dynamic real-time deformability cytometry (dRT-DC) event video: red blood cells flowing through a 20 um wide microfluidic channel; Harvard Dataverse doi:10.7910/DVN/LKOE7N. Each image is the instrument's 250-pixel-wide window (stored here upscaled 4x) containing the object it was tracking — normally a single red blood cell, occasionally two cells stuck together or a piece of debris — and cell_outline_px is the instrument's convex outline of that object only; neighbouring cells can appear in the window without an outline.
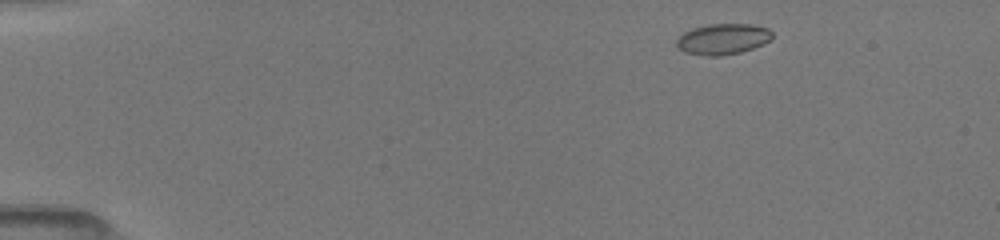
{"species": "common noctule bat (a hibernating species)", "species_latin": "Nyctalus noctula", "temperature_condition": "room temperature", "stored_images_in_passage": 47, "camera_frame_rate_fps": 3000, "um_per_image_px": 0.085, "animal": {"sex": "female", "body_mass_g": 19.5, "forearm_length_mm": 54.1}, "frame": {"image": 1, "passage_image": 3, "time_ms": 0.667, "image_size_px": [1000, 240], "cell_outline_px": [[772, 36], [764, 44], [740, 52], [720, 56], [708, 56], [684, 52], [676, 48], [676, 40], [684, 32], [692, 28], [708, 24], [752, 24], [768, 28], [772, 32]], "centroid_in_image_um": [61.41, 3.32], "position_along_channel_um": 23.6, "area_um2": 17.22}}
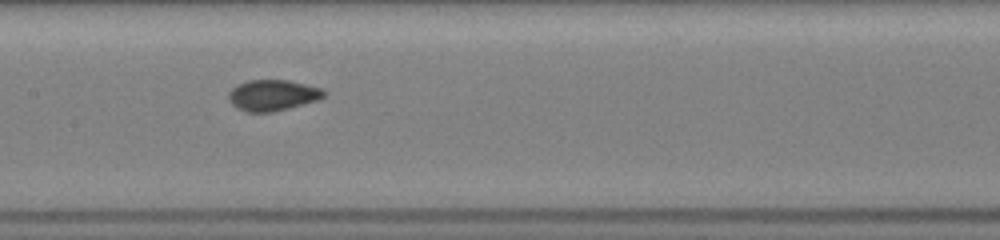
{"frame": {"image": 2, "passage_image": 22, "time_ms": 7.0, "image_size_px": [1000, 240], "cell_outline_px": [[328, 92], [324, 96], [316, 100], [304, 104], [272, 112], [248, 112], [236, 108], [228, 100], [228, 92], [236, 84], [248, 80], [288, 80], [324, 88]], "centroid_in_image_um": [23.17, 8.08], "position_along_channel_um": 184.2, "area_um2": 17.4}}
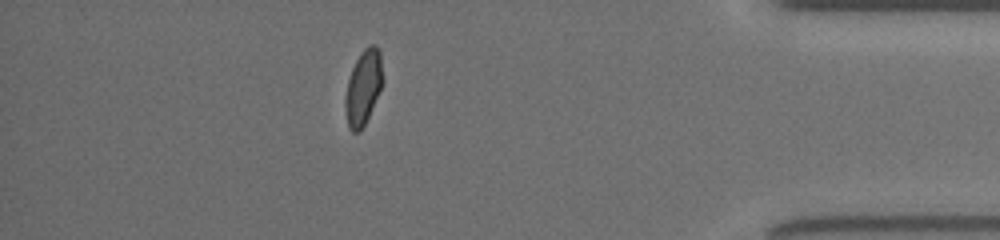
{"frame": {"image": 3, "passage_image": 41, "time_ms": 13.333, "image_size_px": [1000, 240], "cell_outline_px": [[380, 88], [368, 116], [360, 132], [352, 132], [348, 128], [344, 104], [344, 100], [348, 80], [352, 68], [360, 52], [368, 44], [376, 44], [380, 48]], "centroid_in_image_um": [30.82, 7.42], "position_along_channel_um": 404.4, "area_um2": 15.9}, "authors_computed_cell_mechanics": {"area_um2": 16.5308, "velocity_mm_per_s": 4.0374, "shape_relaxation_time_tau1_ms": 8.4241, "shape_relaxation_time_tau2_ms": null, "deformation_change_tau1": 0.1484, "deformation_change_tau2": null}}